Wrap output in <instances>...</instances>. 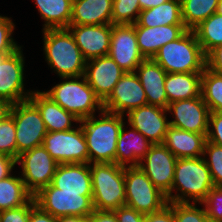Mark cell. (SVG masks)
Segmentation results:
<instances>
[{"instance_id": "cell-21", "label": "cell", "mask_w": 222, "mask_h": 222, "mask_svg": "<svg viewBox=\"0 0 222 222\" xmlns=\"http://www.w3.org/2000/svg\"><path fill=\"white\" fill-rule=\"evenodd\" d=\"M135 73L145 90L147 103L167 109L168 98L164 86L166 71L153 59H145Z\"/></svg>"}, {"instance_id": "cell-22", "label": "cell", "mask_w": 222, "mask_h": 222, "mask_svg": "<svg viewBox=\"0 0 222 222\" xmlns=\"http://www.w3.org/2000/svg\"><path fill=\"white\" fill-rule=\"evenodd\" d=\"M134 27L139 50L145 59H152L162 46L176 40L187 30L184 24Z\"/></svg>"}, {"instance_id": "cell-16", "label": "cell", "mask_w": 222, "mask_h": 222, "mask_svg": "<svg viewBox=\"0 0 222 222\" xmlns=\"http://www.w3.org/2000/svg\"><path fill=\"white\" fill-rule=\"evenodd\" d=\"M146 104L145 90L136 73L125 72L103 102V110L125 116V113Z\"/></svg>"}, {"instance_id": "cell-19", "label": "cell", "mask_w": 222, "mask_h": 222, "mask_svg": "<svg viewBox=\"0 0 222 222\" xmlns=\"http://www.w3.org/2000/svg\"><path fill=\"white\" fill-rule=\"evenodd\" d=\"M67 29L86 61L109 54L112 24L69 25Z\"/></svg>"}, {"instance_id": "cell-35", "label": "cell", "mask_w": 222, "mask_h": 222, "mask_svg": "<svg viewBox=\"0 0 222 222\" xmlns=\"http://www.w3.org/2000/svg\"><path fill=\"white\" fill-rule=\"evenodd\" d=\"M203 157L210 170L214 186L222 187V147L206 141Z\"/></svg>"}, {"instance_id": "cell-44", "label": "cell", "mask_w": 222, "mask_h": 222, "mask_svg": "<svg viewBox=\"0 0 222 222\" xmlns=\"http://www.w3.org/2000/svg\"><path fill=\"white\" fill-rule=\"evenodd\" d=\"M206 67L222 75V44L216 46L206 55Z\"/></svg>"}, {"instance_id": "cell-24", "label": "cell", "mask_w": 222, "mask_h": 222, "mask_svg": "<svg viewBox=\"0 0 222 222\" xmlns=\"http://www.w3.org/2000/svg\"><path fill=\"white\" fill-rule=\"evenodd\" d=\"M29 99L37 106L47 132L67 131L73 129L72 123L79 119L63 109L43 91H32Z\"/></svg>"}, {"instance_id": "cell-42", "label": "cell", "mask_w": 222, "mask_h": 222, "mask_svg": "<svg viewBox=\"0 0 222 222\" xmlns=\"http://www.w3.org/2000/svg\"><path fill=\"white\" fill-rule=\"evenodd\" d=\"M145 222H175L173 202H168L162 209L145 215Z\"/></svg>"}, {"instance_id": "cell-31", "label": "cell", "mask_w": 222, "mask_h": 222, "mask_svg": "<svg viewBox=\"0 0 222 222\" xmlns=\"http://www.w3.org/2000/svg\"><path fill=\"white\" fill-rule=\"evenodd\" d=\"M181 17L187 30H193L201 22L216 13L219 0H180Z\"/></svg>"}, {"instance_id": "cell-4", "label": "cell", "mask_w": 222, "mask_h": 222, "mask_svg": "<svg viewBox=\"0 0 222 222\" xmlns=\"http://www.w3.org/2000/svg\"><path fill=\"white\" fill-rule=\"evenodd\" d=\"M166 73H203L206 55L193 30L162 46L152 58Z\"/></svg>"}, {"instance_id": "cell-10", "label": "cell", "mask_w": 222, "mask_h": 222, "mask_svg": "<svg viewBox=\"0 0 222 222\" xmlns=\"http://www.w3.org/2000/svg\"><path fill=\"white\" fill-rule=\"evenodd\" d=\"M21 165V178L27 190L34 196L42 188L51 184L59 165L46 151L43 145L21 153L16 159Z\"/></svg>"}, {"instance_id": "cell-47", "label": "cell", "mask_w": 222, "mask_h": 222, "mask_svg": "<svg viewBox=\"0 0 222 222\" xmlns=\"http://www.w3.org/2000/svg\"><path fill=\"white\" fill-rule=\"evenodd\" d=\"M90 222H118L114 211L94 210L89 216Z\"/></svg>"}, {"instance_id": "cell-23", "label": "cell", "mask_w": 222, "mask_h": 222, "mask_svg": "<svg viewBox=\"0 0 222 222\" xmlns=\"http://www.w3.org/2000/svg\"><path fill=\"white\" fill-rule=\"evenodd\" d=\"M51 185L59 192L92 193L89 163L59 164Z\"/></svg>"}, {"instance_id": "cell-26", "label": "cell", "mask_w": 222, "mask_h": 222, "mask_svg": "<svg viewBox=\"0 0 222 222\" xmlns=\"http://www.w3.org/2000/svg\"><path fill=\"white\" fill-rule=\"evenodd\" d=\"M113 0H73L70 25L112 24Z\"/></svg>"}, {"instance_id": "cell-48", "label": "cell", "mask_w": 222, "mask_h": 222, "mask_svg": "<svg viewBox=\"0 0 222 222\" xmlns=\"http://www.w3.org/2000/svg\"><path fill=\"white\" fill-rule=\"evenodd\" d=\"M12 105L9 101L0 98V122L10 115Z\"/></svg>"}, {"instance_id": "cell-27", "label": "cell", "mask_w": 222, "mask_h": 222, "mask_svg": "<svg viewBox=\"0 0 222 222\" xmlns=\"http://www.w3.org/2000/svg\"><path fill=\"white\" fill-rule=\"evenodd\" d=\"M201 78L202 73H167L164 86L168 104L201 96Z\"/></svg>"}, {"instance_id": "cell-11", "label": "cell", "mask_w": 222, "mask_h": 222, "mask_svg": "<svg viewBox=\"0 0 222 222\" xmlns=\"http://www.w3.org/2000/svg\"><path fill=\"white\" fill-rule=\"evenodd\" d=\"M43 147L58 164L89 163V152L81 126L47 132Z\"/></svg>"}, {"instance_id": "cell-32", "label": "cell", "mask_w": 222, "mask_h": 222, "mask_svg": "<svg viewBox=\"0 0 222 222\" xmlns=\"http://www.w3.org/2000/svg\"><path fill=\"white\" fill-rule=\"evenodd\" d=\"M202 51L207 55L222 44V15L214 13L193 29Z\"/></svg>"}, {"instance_id": "cell-2", "label": "cell", "mask_w": 222, "mask_h": 222, "mask_svg": "<svg viewBox=\"0 0 222 222\" xmlns=\"http://www.w3.org/2000/svg\"><path fill=\"white\" fill-rule=\"evenodd\" d=\"M213 187L204 157L177 158L172 188L166 197L168 202L201 204Z\"/></svg>"}, {"instance_id": "cell-51", "label": "cell", "mask_w": 222, "mask_h": 222, "mask_svg": "<svg viewBox=\"0 0 222 222\" xmlns=\"http://www.w3.org/2000/svg\"><path fill=\"white\" fill-rule=\"evenodd\" d=\"M216 13L222 15V0H219Z\"/></svg>"}, {"instance_id": "cell-45", "label": "cell", "mask_w": 222, "mask_h": 222, "mask_svg": "<svg viewBox=\"0 0 222 222\" xmlns=\"http://www.w3.org/2000/svg\"><path fill=\"white\" fill-rule=\"evenodd\" d=\"M15 165H17L15 158L6 154H0V180L10 176Z\"/></svg>"}, {"instance_id": "cell-40", "label": "cell", "mask_w": 222, "mask_h": 222, "mask_svg": "<svg viewBox=\"0 0 222 222\" xmlns=\"http://www.w3.org/2000/svg\"><path fill=\"white\" fill-rule=\"evenodd\" d=\"M36 205L34 197L25 205L0 211V222H29L30 211Z\"/></svg>"}, {"instance_id": "cell-34", "label": "cell", "mask_w": 222, "mask_h": 222, "mask_svg": "<svg viewBox=\"0 0 222 222\" xmlns=\"http://www.w3.org/2000/svg\"><path fill=\"white\" fill-rule=\"evenodd\" d=\"M140 12L139 0H113L112 24H135Z\"/></svg>"}, {"instance_id": "cell-20", "label": "cell", "mask_w": 222, "mask_h": 222, "mask_svg": "<svg viewBox=\"0 0 222 222\" xmlns=\"http://www.w3.org/2000/svg\"><path fill=\"white\" fill-rule=\"evenodd\" d=\"M125 124L118 136L114 163L123 167L139 166L153 144L133 127L127 131Z\"/></svg>"}, {"instance_id": "cell-46", "label": "cell", "mask_w": 222, "mask_h": 222, "mask_svg": "<svg viewBox=\"0 0 222 222\" xmlns=\"http://www.w3.org/2000/svg\"><path fill=\"white\" fill-rule=\"evenodd\" d=\"M29 222H58L57 218L35 205L30 211Z\"/></svg>"}, {"instance_id": "cell-15", "label": "cell", "mask_w": 222, "mask_h": 222, "mask_svg": "<svg viewBox=\"0 0 222 222\" xmlns=\"http://www.w3.org/2000/svg\"><path fill=\"white\" fill-rule=\"evenodd\" d=\"M177 157L164 145L153 144L139 167L164 194L171 191Z\"/></svg>"}, {"instance_id": "cell-43", "label": "cell", "mask_w": 222, "mask_h": 222, "mask_svg": "<svg viewBox=\"0 0 222 222\" xmlns=\"http://www.w3.org/2000/svg\"><path fill=\"white\" fill-rule=\"evenodd\" d=\"M118 222H145V215L133 208L122 206L114 210Z\"/></svg>"}, {"instance_id": "cell-49", "label": "cell", "mask_w": 222, "mask_h": 222, "mask_svg": "<svg viewBox=\"0 0 222 222\" xmlns=\"http://www.w3.org/2000/svg\"><path fill=\"white\" fill-rule=\"evenodd\" d=\"M168 0H139V6L141 11L145 9H151L157 7L163 3H166Z\"/></svg>"}, {"instance_id": "cell-12", "label": "cell", "mask_w": 222, "mask_h": 222, "mask_svg": "<svg viewBox=\"0 0 222 222\" xmlns=\"http://www.w3.org/2000/svg\"><path fill=\"white\" fill-rule=\"evenodd\" d=\"M22 46L9 55H0V98L12 104L28 100L32 91L24 90Z\"/></svg>"}, {"instance_id": "cell-28", "label": "cell", "mask_w": 222, "mask_h": 222, "mask_svg": "<svg viewBox=\"0 0 222 222\" xmlns=\"http://www.w3.org/2000/svg\"><path fill=\"white\" fill-rule=\"evenodd\" d=\"M174 24H183L180 0H168L157 7L142 10L134 26L155 27Z\"/></svg>"}, {"instance_id": "cell-37", "label": "cell", "mask_w": 222, "mask_h": 222, "mask_svg": "<svg viewBox=\"0 0 222 222\" xmlns=\"http://www.w3.org/2000/svg\"><path fill=\"white\" fill-rule=\"evenodd\" d=\"M197 203L173 202L175 222H204L208 217L204 208Z\"/></svg>"}, {"instance_id": "cell-30", "label": "cell", "mask_w": 222, "mask_h": 222, "mask_svg": "<svg viewBox=\"0 0 222 222\" xmlns=\"http://www.w3.org/2000/svg\"><path fill=\"white\" fill-rule=\"evenodd\" d=\"M32 198L21 176L12 174L0 180V211L21 207Z\"/></svg>"}, {"instance_id": "cell-18", "label": "cell", "mask_w": 222, "mask_h": 222, "mask_svg": "<svg viewBox=\"0 0 222 222\" xmlns=\"http://www.w3.org/2000/svg\"><path fill=\"white\" fill-rule=\"evenodd\" d=\"M125 71L109 56L86 61L84 76L102 103L112 93Z\"/></svg>"}, {"instance_id": "cell-52", "label": "cell", "mask_w": 222, "mask_h": 222, "mask_svg": "<svg viewBox=\"0 0 222 222\" xmlns=\"http://www.w3.org/2000/svg\"><path fill=\"white\" fill-rule=\"evenodd\" d=\"M204 222H214V221H212L209 218H207Z\"/></svg>"}, {"instance_id": "cell-38", "label": "cell", "mask_w": 222, "mask_h": 222, "mask_svg": "<svg viewBox=\"0 0 222 222\" xmlns=\"http://www.w3.org/2000/svg\"><path fill=\"white\" fill-rule=\"evenodd\" d=\"M15 24L7 16L0 15V55H9L21 46L13 39Z\"/></svg>"}, {"instance_id": "cell-36", "label": "cell", "mask_w": 222, "mask_h": 222, "mask_svg": "<svg viewBox=\"0 0 222 222\" xmlns=\"http://www.w3.org/2000/svg\"><path fill=\"white\" fill-rule=\"evenodd\" d=\"M0 154L17 159L16 126L11 115L0 122Z\"/></svg>"}, {"instance_id": "cell-14", "label": "cell", "mask_w": 222, "mask_h": 222, "mask_svg": "<svg viewBox=\"0 0 222 222\" xmlns=\"http://www.w3.org/2000/svg\"><path fill=\"white\" fill-rule=\"evenodd\" d=\"M125 72H135L145 58L136 38L134 24H112L108 54Z\"/></svg>"}, {"instance_id": "cell-5", "label": "cell", "mask_w": 222, "mask_h": 222, "mask_svg": "<svg viewBox=\"0 0 222 222\" xmlns=\"http://www.w3.org/2000/svg\"><path fill=\"white\" fill-rule=\"evenodd\" d=\"M63 81L44 91L54 102L72 113L79 120L98 114L103 110L102 101L95 95L84 75L62 77Z\"/></svg>"}, {"instance_id": "cell-7", "label": "cell", "mask_w": 222, "mask_h": 222, "mask_svg": "<svg viewBox=\"0 0 222 222\" xmlns=\"http://www.w3.org/2000/svg\"><path fill=\"white\" fill-rule=\"evenodd\" d=\"M124 176L126 206L146 215L168 204L166 194L152 183L139 166L124 167Z\"/></svg>"}, {"instance_id": "cell-29", "label": "cell", "mask_w": 222, "mask_h": 222, "mask_svg": "<svg viewBox=\"0 0 222 222\" xmlns=\"http://www.w3.org/2000/svg\"><path fill=\"white\" fill-rule=\"evenodd\" d=\"M41 18L43 30L67 28L72 16L73 0H34Z\"/></svg>"}, {"instance_id": "cell-6", "label": "cell", "mask_w": 222, "mask_h": 222, "mask_svg": "<svg viewBox=\"0 0 222 222\" xmlns=\"http://www.w3.org/2000/svg\"><path fill=\"white\" fill-rule=\"evenodd\" d=\"M92 200L95 210L114 211L125 206L124 167L115 163L90 164Z\"/></svg>"}, {"instance_id": "cell-9", "label": "cell", "mask_w": 222, "mask_h": 222, "mask_svg": "<svg viewBox=\"0 0 222 222\" xmlns=\"http://www.w3.org/2000/svg\"><path fill=\"white\" fill-rule=\"evenodd\" d=\"M10 115L16 126L17 158L43 144L47 131L37 106L30 99L13 104Z\"/></svg>"}, {"instance_id": "cell-41", "label": "cell", "mask_w": 222, "mask_h": 222, "mask_svg": "<svg viewBox=\"0 0 222 222\" xmlns=\"http://www.w3.org/2000/svg\"><path fill=\"white\" fill-rule=\"evenodd\" d=\"M207 141L222 147V113L210 112Z\"/></svg>"}, {"instance_id": "cell-25", "label": "cell", "mask_w": 222, "mask_h": 222, "mask_svg": "<svg viewBox=\"0 0 222 222\" xmlns=\"http://www.w3.org/2000/svg\"><path fill=\"white\" fill-rule=\"evenodd\" d=\"M206 136L169 126L163 144L177 158L203 157Z\"/></svg>"}, {"instance_id": "cell-3", "label": "cell", "mask_w": 222, "mask_h": 222, "mask_svg": "<svg viewBox=\"0 0 222 222\" xmlns=\"http://www.w3.org/2000/svg\"><path fill=\"white\" fill-rule=\"evenodd\" d=\"M43 50L47 64L60 78L85 73L86 60L67 28L42 30Z\"/></svg>"}, {"instance_id": "cell-13", "label": "cell", "mask_w": 222, "mask_h": 222, "mask_svg": "<svg viewBox=\"0 0 222 222\" xmlns=\"http://www.w3.org/2000/svg\"><path fill=\"white\" fill-rule=\"evenodd\" d=\"M167 112L174 118L169 126L198 134L208 133L210 110L202 96L171 102Z\"/></svg>"}, {"instance_id": "cell-50", "label": "cell", "mask_w": 222, "mask_h": 222, "mask_svg": "<svg viewBox=\"0 0 222 222\" xmlns=\"http://www.w3.org/2000/svg\"><path fill=\"white\" fill-rule=\"evenodd\" d=\"M58 222H90L89 217L82 216H61L57 218Z\"/></svg>"}, {"instance_id": "cell-33", "label": "cell", "mask_w": 222, "mask_h": 222, "mask_svg": "<svg viewBox=\"0 0 222 222\" xmlns=\"http://www.w3.org/2000/svg\"><path fill=\"white\" fill-rule=\"evenodd\" d=\"M201 96L210 112L222 113V75L205 67L201 78Z\"/></svg>"}, {"instance_id": "cell-17", "label": "cell", "mask_w": 222, "mask_h": 222, "mask_svg": "<svg viewBox=\"0 0 222 222\" xmlns=\"http://www.w3.org/2000/svg\"><path fill=\"white\" fill-rule=\"evenodd\" d=\"M167 109L146 104L140 106L129 113L127 124L138 130L152 144H163L169 127Z\"/></svg>"}, {"instance_id": "cell-39", "label": "cell", "mask_w": 222, "mask_h": 222, "mask_svg": "<svg viewBox=\"0 0 222 222\" xmlns=\"http://www.w3.org/2000/svg\"><path fill=\"white\" fill-rule=\"evenodd\" d=\"M204 205L207 217L214 222H222V187L214 186L200 205Z\"/></svg>"}, {"instance_id": "cell-8", "label": "cell", "mask_w": 222, "mask_h": 222, "mask_svg": "<svg viewBox=\"0 0 222 222\" xmlns=\"http://www.w3.org/2000/svg\"><path fill=\"white\" fill-rule=\"evenodd\" d=\"M33 197L36 205L56 218L71 215L89 217L95 210L92 193L59 192V189L51 184Z\"/></svg>"}, {"instance_id": "cell-1", "label": "cell", "mask_w": 222, "mask_h": 222, "mask_svg": "<svg viewBox=\"0 0 222 222\" xmlns=\"http://www.w3.org/2000/svg\"><path fill=\"white\" fill-rule=\"evenodd\" d=\"M100 114L99 119L95 114L80 119V124H78L83 130L88 146L89 164L115 162L118 136L123 124L126 123L124 116L120 114L105 110H102Z\"/></svg>"}]
</instances>
